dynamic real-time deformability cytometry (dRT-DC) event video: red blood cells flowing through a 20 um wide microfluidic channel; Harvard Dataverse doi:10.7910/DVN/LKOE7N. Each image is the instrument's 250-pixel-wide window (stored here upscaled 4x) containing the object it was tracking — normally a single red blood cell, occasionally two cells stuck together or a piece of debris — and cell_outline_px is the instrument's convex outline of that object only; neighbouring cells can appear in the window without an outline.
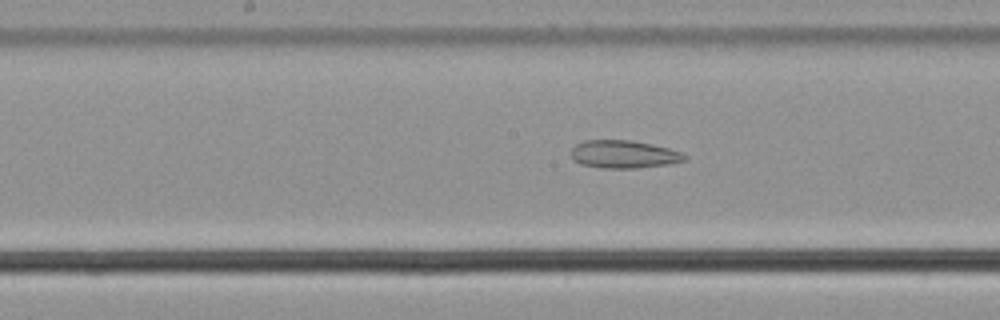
{"species": "common noctule bat (a hibernating species)", "species_latin": "Nyctalus noctula", "temperature_condition": "cold", "stored_images_in_passage": 46, "camera_frame_rate_fps": 3000, "um_per_image_px": 0.085, "animal": {"sex": "male", "body_mass_g": 21.5, "forearm_length_mm": 52.0}, "frame": {"image": 1, "passage_image": 19, "time_ms": 6.0, "image_size_px": [1000, 320], "cell_outline_px": [[688, 156], [684, 160], [668, 164], [640, 168], [600, 168], [580, 164], [572, 160], [572, 148], [576, 144], [584, 140], [632, 140], [652, 144], [668, 148], [680, 152]], "centroid_in_image_um": [52.99, 13.11], "position_along_channel_um": 195.2, "area_um2": 18.5}}
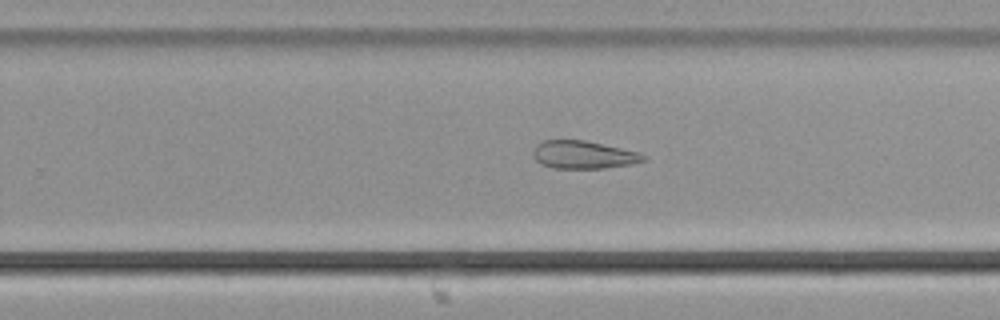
{"frame": {"image": 2, "passage_image": 26, "time_ms": 8.333, "image_size_px": [1000, 320], "cell_outline_px": [[648, 160], [632, 164], [604, 168], [552, 168], [540, 164], [536, 160], [532, 152], [536, 144], [544, 140], [584, 140], [640, 152], [648, 156]], "centroid_in_image_um": [49.62, 13.16], "position_along_channel_um": 280.2, "area_um2": 18.09}}
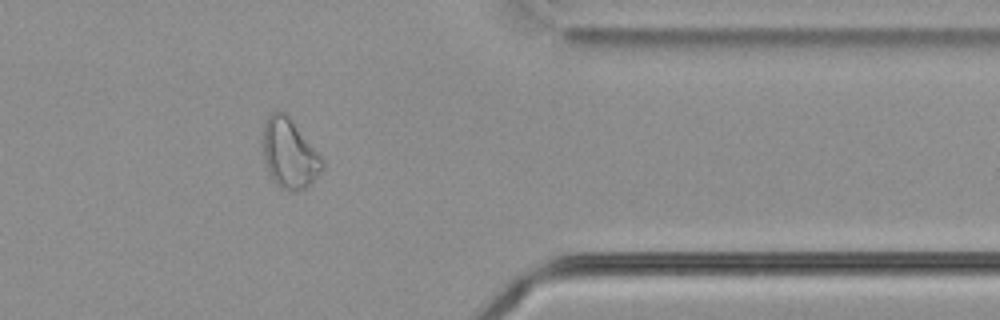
{"frame": {"image": 3, "passage_image": 36, "time_ms": 11.667, "image_size_px": [1000, 320], "cell_outline_px": [[324, 168], [304, 188], [292, 192], [280, 188], [268, 172], [264, 156], [264, 124], [268, 116], [276, 108], [284, 112], [288, 116], [324, 160]], "centroid_in_image_um": [24.59, 13.04], "position_along_channel_um": 386.8, "area_um2": 23.52}}